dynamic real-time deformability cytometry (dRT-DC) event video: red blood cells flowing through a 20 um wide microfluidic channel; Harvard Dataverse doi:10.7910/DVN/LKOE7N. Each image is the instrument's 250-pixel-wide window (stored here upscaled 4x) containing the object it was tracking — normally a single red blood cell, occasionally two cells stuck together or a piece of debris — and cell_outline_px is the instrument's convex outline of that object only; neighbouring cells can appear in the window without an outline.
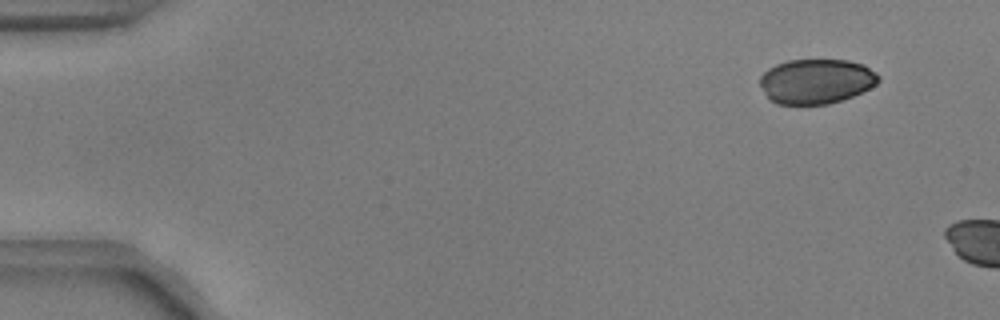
{"species": "common noctule bat (a hibernating species)", "species_latin": "Nyctalus noctula", "temperature_condition": "warm", "stored_images_in_passage": 5, "camera_frame_rate_fps": 3000, "um_per_image_px": 0.085, "animal": {"sex": "male", "body_mass_g": 17.9, "forearm_length_mm": 54.2}, "frame": {"image": 1, "passage_image": 1, "time_ms": 0.0, "image_size_px": [1000, 320], "cell_outline_px": [[880, 80], [876, 84], [852, 96], [828, 104], [776, 104], [768, 100], [760, 84], [760, 76], [768, 68], [776, 64], [788, 60], [848, 60], [864, 64], [876, 72], [880, 76]], "centroid_in_image_um": [69.36, 6.9], "position_along_channel_um": 15.6, "area_um2": 31.04}}